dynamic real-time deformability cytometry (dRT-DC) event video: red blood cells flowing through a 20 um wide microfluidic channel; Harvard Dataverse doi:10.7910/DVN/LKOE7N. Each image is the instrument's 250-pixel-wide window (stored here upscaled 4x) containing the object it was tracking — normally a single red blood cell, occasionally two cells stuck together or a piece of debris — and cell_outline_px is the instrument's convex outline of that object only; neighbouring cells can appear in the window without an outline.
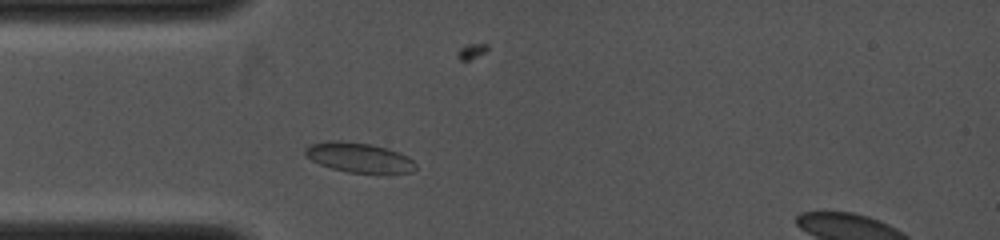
{"species": "common noctule bat (a hibernating species)", "species_latin": "Nyctalus noctula", "temperature_condition": "cold", "stored_images_in_passage": 41, "camera_frame_rate_fps": 4000, "um_per_image_px": 0.085, "animal": {"sex": "female", "body_mass_g": 19.0, "forearm_length_mm": 53.3}, "frame": {"image": 1, "passage_image": 5, "time_ms": 1.0, "image_size_px": [1000, 240], "cell_outline_px": [[416, 168], [412, 172], [348, 172], [332, 168], [320, 164], [312, 160], [304, 152], [304, 148], [308, 144], [332, 140], [340, 140], [372, 144], [388, 148], [400, 152], [408, 156], [416, 164]], "centroid_in_image_um": [30.5, 13.36], "position_along_channel_um": 54.5, "area_um2": 19.07}}
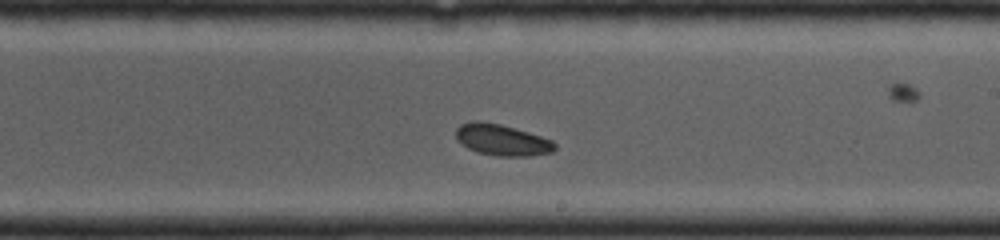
{"frame": {"image": 2, "passage_image": 23, "time_ms": 5.0, "image_size_px": [1000, 240], "cell_outline_px": [[556, 148], [552, 152], [532, 156], [496, 156], [476, 152], [468, 148], [456, 140], [456, 128], [460, 124], [472, 120], [484, 120], [500, 124], [528, 132], [552, 140], [556, 144]], "centroid_in_image_um": [42.63, 11.89], "position_along_channel_um": 246.4, "area_um2": 18.26}}
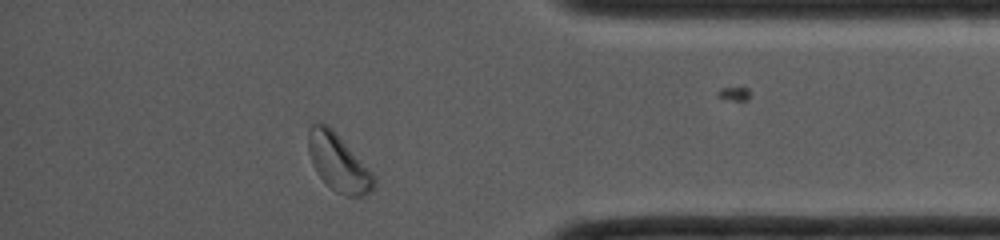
{"frame": {"image": 3, "passage_image": 37, "time_ms": 8.5, "image_size_px": [1000, 240], "cell_outline_px": [[376, 184], [372, 192], [364, 196], [348, 196], [336, 192], [316, 172], [312, 164], [308, 152], [308, 128], [316, 120], [328, 124], [336, 132], [372, 172], [376, 180]], "centroid_in_image_um": [28.75, 13.79], "position_along_channel_um": 406.5, "area_um2": 22.08}}